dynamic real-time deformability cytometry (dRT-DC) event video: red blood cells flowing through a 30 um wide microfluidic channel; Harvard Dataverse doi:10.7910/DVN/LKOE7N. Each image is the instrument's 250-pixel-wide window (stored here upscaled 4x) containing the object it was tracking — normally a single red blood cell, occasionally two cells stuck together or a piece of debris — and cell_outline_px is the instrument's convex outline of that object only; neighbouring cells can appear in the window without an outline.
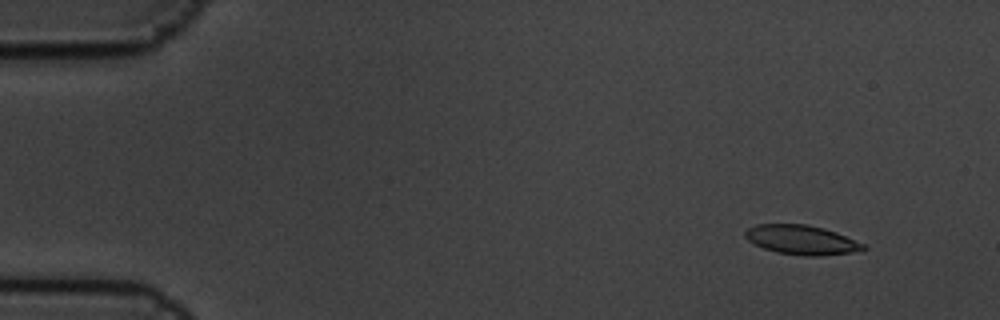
{"species": "common noctule bat (a hibernating species)", "species_latin": "Nyctalus noctula", "temperature_condition": "cold", "stored_images_in_passage": 6, "camera_frame_rate_fps": 3000, "um_per_image_px": 0.085, "animal": {"sex": "male", "body_mass_g": 19.5, "forearm_length_mm": 54.6}, "frame": {"image": 1, "passage_image": 2, "time_ms": 0.333, "image_size_px": [1000, 320], "cell_outline_px": [[868, 248], [864, 252], [820, 256], [804, 256], [776, 252], [764, 248], [748, 240], [744, 236], [744, 232], [748, 228], [756, 224], [808, 224], [824, 228], [836, 232], [864, 244]], "centroid_in_image_um": [68.19, 20.4], "position_along_channel_um": 16.8, "area_um2": 20.52}}